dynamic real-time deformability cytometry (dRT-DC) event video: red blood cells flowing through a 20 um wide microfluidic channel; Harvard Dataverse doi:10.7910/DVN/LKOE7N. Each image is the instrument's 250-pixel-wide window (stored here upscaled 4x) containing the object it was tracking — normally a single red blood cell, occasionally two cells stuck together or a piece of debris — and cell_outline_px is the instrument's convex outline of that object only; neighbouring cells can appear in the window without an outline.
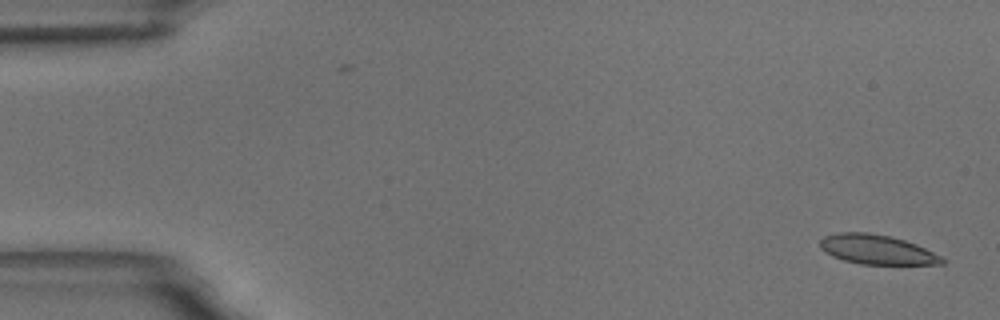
{"species": "common noctule bat (a hibernating species)", "species_latin": "Nyctalus noctula", "temperature_condition": "room temperature", "stored_images_in_passage": 2, "camera_frame_rate_fps": 3000, "um_per_image_px": 0.085, "animal": {"sex": "male", "body_mass_g": 18.8}, "frame": {"image": 1, "passage_image": 2, "time_ms": 1.0, "image_size_px": [1000, 320], "cell_outline_px": [[948, 260], [944, 264], [860, 264], [844, 260], [832, 256], [824, 252], [820, 248], [820, 240], [824, 236], [840, 232], [868, 232], [892, 236], [916, 244]], "centroid_in_image_um": [74.52, 21.21], "position_along_channel_um": 10.5, "area_um2": 21.04}}